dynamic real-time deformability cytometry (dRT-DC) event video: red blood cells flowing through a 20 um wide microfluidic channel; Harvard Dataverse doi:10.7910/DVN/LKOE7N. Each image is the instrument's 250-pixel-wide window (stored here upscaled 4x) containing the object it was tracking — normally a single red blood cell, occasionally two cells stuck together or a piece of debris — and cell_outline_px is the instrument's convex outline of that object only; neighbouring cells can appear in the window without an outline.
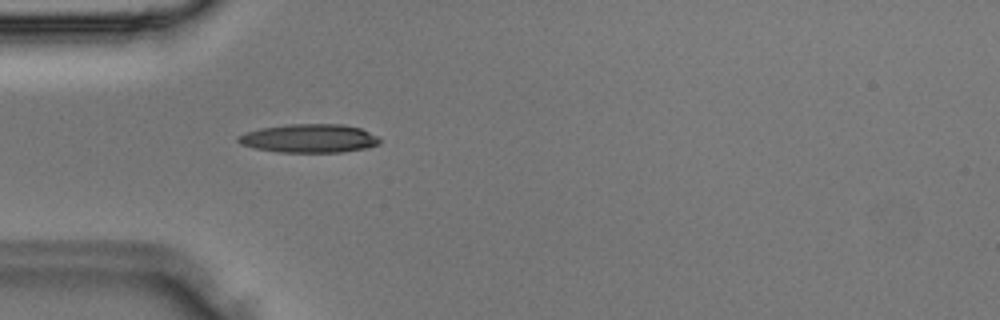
{"species": "Egyptian fruit bat (a non-hibernating species)", "species_latin": "Rousettus aegyptiacus", "temperature_condition": "room temperature", "stored_images_in_passage": 35, "camera_frame_rate_fps": 3000, "um_per_image_px": 0.085, "animal": {"sex": "male"}, "frame": {"image": 1, "passage_image": 10, "time_ms": 3.0, "image_size_px": [1000, 320], "cell_outline_px": [[380, 144], [368, 148], [344, 152], [280, 152], [256, 148], [240, 144], [236, 140], [236, 136], [260, 128], [288, 124], [340, 124], [360, 128], [380, 136]], "centroid_in_image_um": [26.32, 11.76], "position_along_channel_um": 58.7, "area_um2": 23.7}}
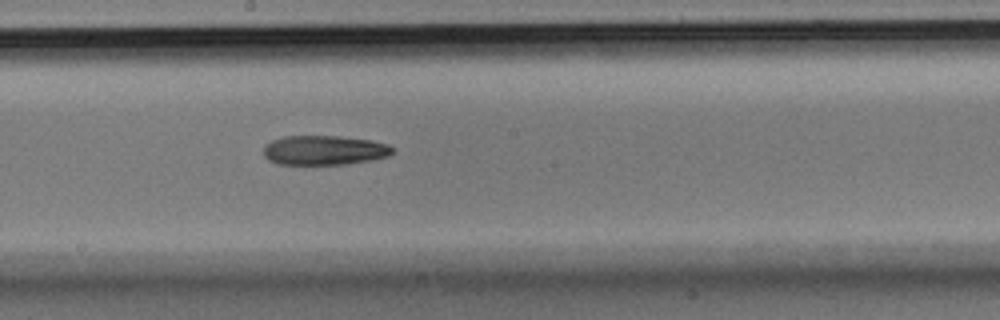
{"frame": {"image": 2, "passage_image": 19, "time_ms": 6.0, "image_size_px": [1000, 320], "cell_outline_px": [[392, 152], [388, 156], [372, 160], [344, 164], [276, 164], [268, 160], [264, 156], [264, 148], [272, 140], [284, 136], [336, 136], [372, 140], [388, 144], [392, 148]], "centroid_in_image_um": [27.55, 12.77], "position_along_channel_um": 220.6, "area_um2": 22.08}}
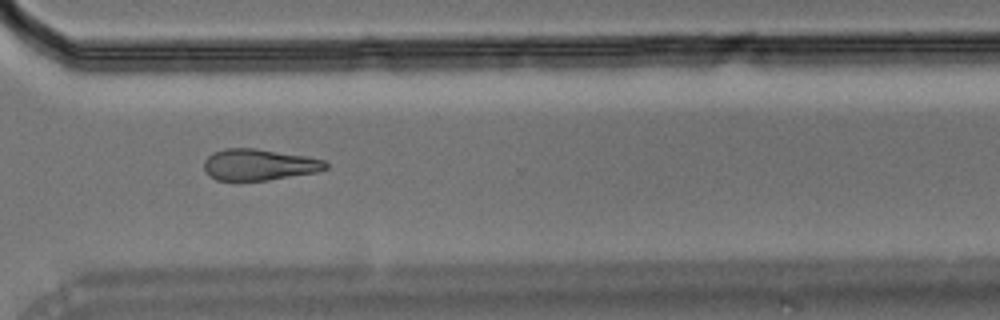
{"frame": {"image": 3, "passage_image": 26, "time_ms": 8.333, "image_size_px": [1000, 320], "cell_outline_px": [[328, 168], [316, 172], [268, 180], [216, 180], [208, 176], [204, 172], [204, 160], [212, 152], [224, 148], [256, 148], [304, 156], [324, 160], [328, 164]], "centroid_in_image_um": [21.97, 13.99], "position_along_channel_um": 348.6, "area_um2": 22.25}}